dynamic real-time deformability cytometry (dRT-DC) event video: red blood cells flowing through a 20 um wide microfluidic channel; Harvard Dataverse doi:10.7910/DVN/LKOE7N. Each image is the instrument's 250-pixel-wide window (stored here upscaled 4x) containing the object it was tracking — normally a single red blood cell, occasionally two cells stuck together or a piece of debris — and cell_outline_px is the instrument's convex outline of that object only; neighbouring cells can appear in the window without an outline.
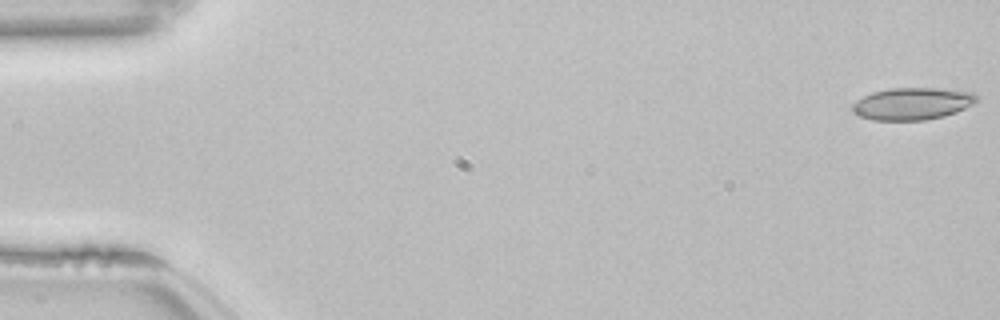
{"species": "common noctule bat (a hibernating species)", "species_latin": "Nyctalus noctula", "temperature_condition": "room temperature", "stored_images_in_passage": 15, "camera_frame_rate_fps": 3000, "um_per_image_px": 0.085, "animal": {"sex": "female", "body_mass_g": 22.7, "forearm_length_mm": 54.2}, "frame": {"image": 1, "passage_image": 1, "time_ms": 0.0, "image_size_px": [1000, 320], "cell_outline_px": [[980, 100], [956, 112], [944, 116], [924, 120], [872, 120], [860, 116], [852, 112], [848, 108], [856, 100], [872, 92], [888, 88], [936, 88], [972, 92]], "centroid_in_image_um": [77.5, 8.81], "position_along_channel_um": 7.5, "area_um2": 23.41}}
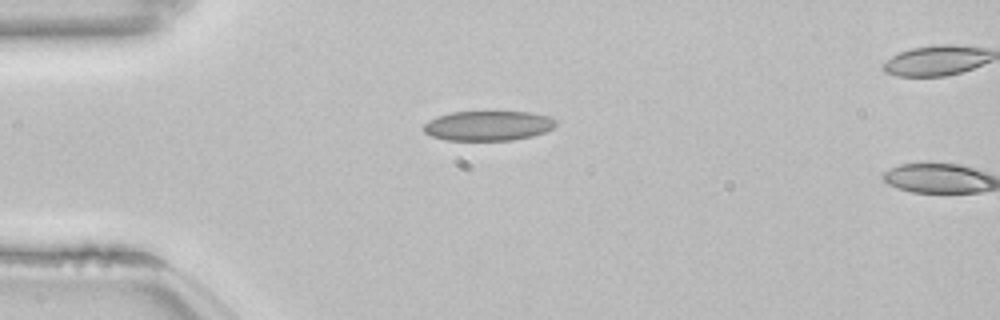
{"frame": {"image": 2, "passage_image": 14, "time_ms": 4.333, "image_size_px": [1000, 320], "cell_outline_px": [[556, 124], [552, 128], [544, 132], [532, 136], [512, 140], [444, 140], [432, 136], [424, 132], [424, 124], [428, 120], [436, 116], [452, 112], [532, 112], [552, 116], [556, 120]], "centroid_in_image_um": [41.5, 10.68], "position_along_channel_um": 43.5, "area_um2": 23.06}}